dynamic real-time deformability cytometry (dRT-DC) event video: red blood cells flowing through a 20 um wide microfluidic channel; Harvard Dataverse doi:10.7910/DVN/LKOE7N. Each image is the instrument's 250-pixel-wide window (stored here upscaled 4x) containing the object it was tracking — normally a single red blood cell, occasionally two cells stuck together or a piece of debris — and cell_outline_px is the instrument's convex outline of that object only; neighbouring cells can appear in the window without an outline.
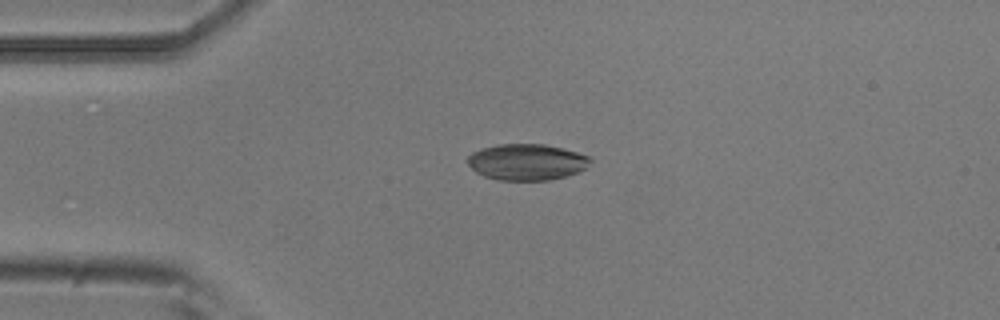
{"species": "common noctule bat (a hibernating species)", "species_latin": "Nyctalus noctula", "temperature_condition": "room temperature", "stored_images_in_passage": 7, "camera_frame_rate_fps": 3000, "um_per_image_px": 0.085, "animal": {"sex": "male", "body_mass_g": 20.5, "forearm_length_mm": 52.5}, "frame": {"image": 1, "passage_image": 3, "time_ms": 0.667, "image_size_px": [1000, 320], "cell_outline_px": [[592, 160], [580, 172], [568, 176], [548, 180], [500, 180], [484, 176], [476, 172], [468, 164], [468, 156], [472, 152], [480, 148], [496, 144], [544, 144], [564, 148], [588, 156]], "centroid_in_image_um": [44.77, 13.76], "position_along_channel_um": 40.2, "area_um2": 26.01}}
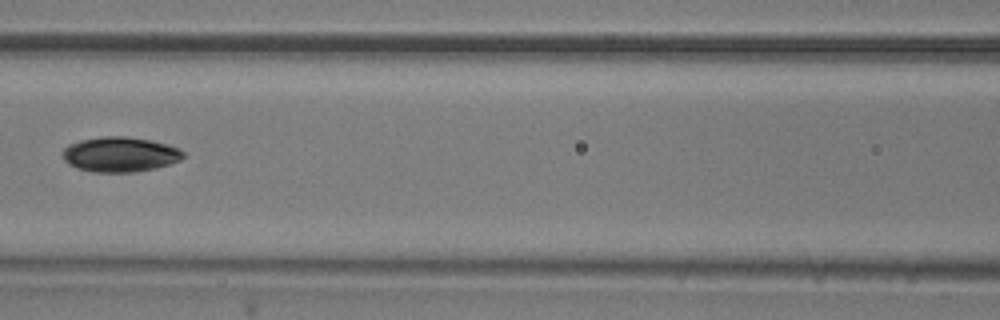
{"frame": {"image": 2, "passage_image": 6, "time_ms": 1.667, "image_size_px": [1000, 320], "cell_outline_px": [[184, 156], [180, 160], [156, 168], [136, 172], [92, 172], [68, 164], [64, 160], [60, 152], [68, 144], [80, 140], [104, 136], [124, 136], [152, 140], [168, 144], [180, 148], [184, 152]], "centroid_in_image_um": [10.2, 13.11], "position_along_channel_um": 156.4, "area_um2": 24.8}}
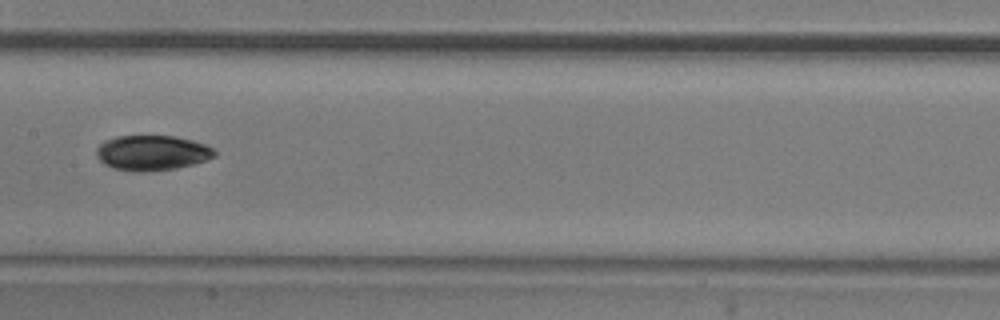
{"frame": {"image": 3, "passage_image": 7, "time_ms": 2.0, "image_size_px": [1000, 320], "cell_outline_px": [[216, 156], [192, 164], [176, 168], [144, 172], [136, 172], [112, 168], [104, 164], [96, 156], [96, 148], [104, 140], [116, 136], [176, 136], [192, 140], [204, 144], [212, 148], [216, 152]], "centroid_in_image_um": [12.88, 12.99], "position_along_channel_um": 194.5, "area_um2": 24.22}}